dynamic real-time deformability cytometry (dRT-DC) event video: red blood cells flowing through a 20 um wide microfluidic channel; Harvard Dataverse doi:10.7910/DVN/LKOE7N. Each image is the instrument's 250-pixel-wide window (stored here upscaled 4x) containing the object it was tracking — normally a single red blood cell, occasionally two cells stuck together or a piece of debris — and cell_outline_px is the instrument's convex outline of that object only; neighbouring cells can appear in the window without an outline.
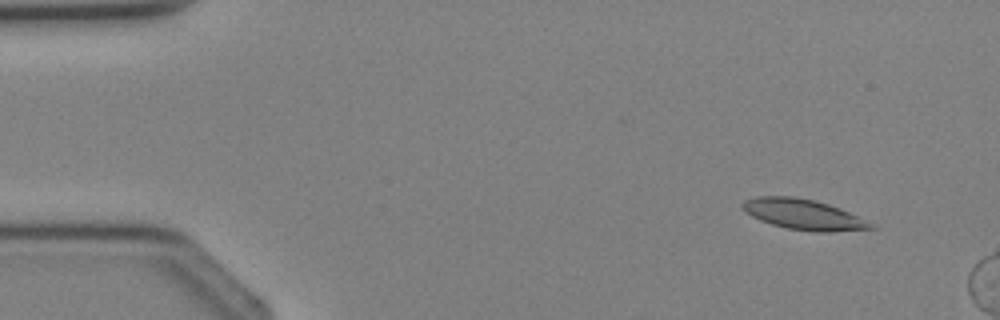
{"species": "Egyptian fruit bat (a non-hibernating species)", "species_latin": "Rousettus aegyptiacus", "temperature_condition": "cold", "stored_images_in_passage": 4, "camera_frame_rate_fps": 3000, "um_per_image_px": 0.085, "animal": {"sex": "female"}, "frame": {"image": 1, "passage_image": 4, "time_ms": 4.333, "image_size_px": [1000, 320], "cell_outline_px": [[880, 228], [832, 232], [816, 232], [788, 228], [772, 224], [760, 220], [744, 212], [740, 204], [744, 200], [756, 196], [792, 196], [812, 200], [828, 204], [840, 208]], "centroid_in_image_um": [68.25, 18.23], "position_along_channel_um": 16.7, "area_um2": 22.66}}